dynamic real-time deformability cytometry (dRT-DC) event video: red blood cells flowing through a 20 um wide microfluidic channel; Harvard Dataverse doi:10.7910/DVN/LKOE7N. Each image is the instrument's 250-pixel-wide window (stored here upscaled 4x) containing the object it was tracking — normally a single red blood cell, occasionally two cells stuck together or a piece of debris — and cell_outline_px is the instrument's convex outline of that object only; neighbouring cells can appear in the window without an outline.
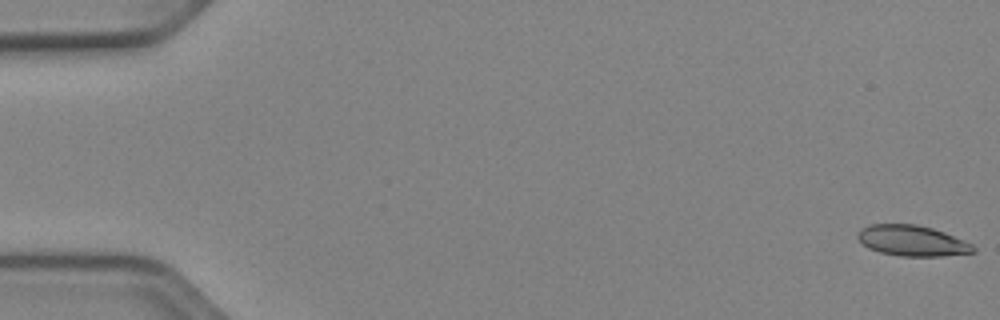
{"species": "Egyptian fruit bat (a non-hibernating species)", "species_latin": "Rousettus aegyptiacus", "temperature_condition": "cold", "stored_images_in_passage": 53, "camera_frame_rate_fps": 3000, "um_per_image_px": 0.085, "animal": {"sex": "female"}, "frame": {"image": 1, "passage_image": 1, "time_ms": 0.0, "image_size_px": [1000, 320], "cell_outline_px": [[976, 252], [940, 256], [900, 256], [880, 252], [868, 248], [856, 236], [860, 228], [868, 224], [916, 224], [932, 228], [944, 232], [964, 240], [972, 244], [976, 248]], "centroid_in_image_um": [77.53, 20.45], "position_along_channel_um": 7.5, "area_um2": 20.69}}
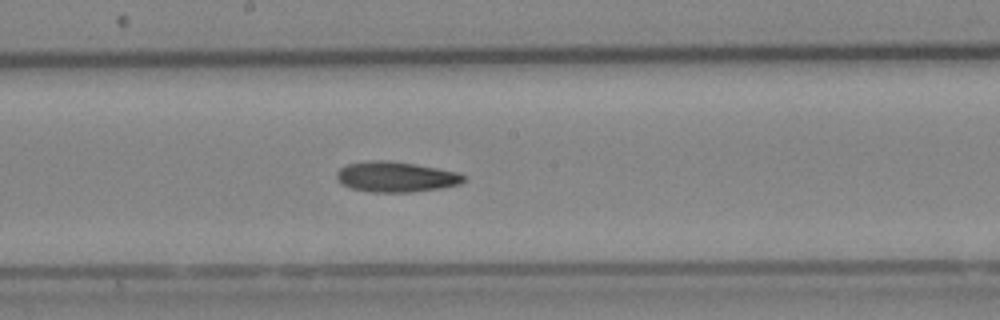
{"frame": {"image": 2, "passage_image": 29, "time_ms": 9.333, "image_size_px": [1000, 320], "cell_outline_px": [[464, 180], [460, 184], [440, 188], [412, 192], [368, 192], [352, 188], [340, 184], [336, 180], [336, 172], [340, 168], [348, 164], [368, 160], [388, 160], [436, 168], [456, 172], [464, 176]], "centroid_in_image_um": [33.58, 15.04], "position_along_channel_um": 214.6, "area_um2": 22.43}}
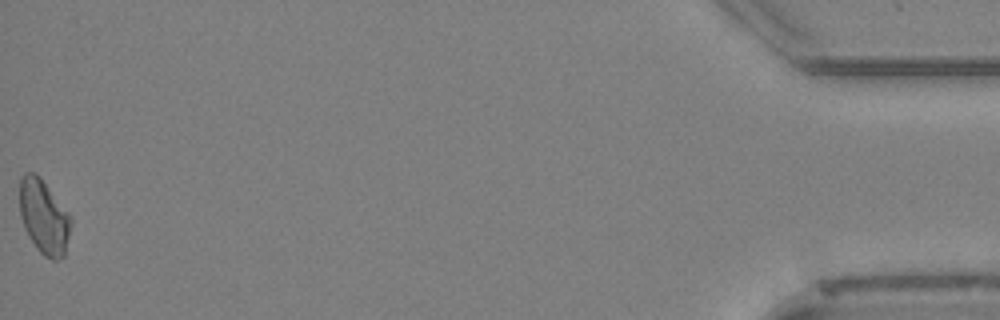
{"frame": {"image": 3, "passage_image": 53, "time_ms": 17.333, "image_size_px": [1000, 320], "cell_outline_px": [[72, 224], [64, 256], [56, 260], [52, 260], [44, 256], [36, 248], [28, 236], [24, 228], [20, 216], [20, 180], [24, 172], [36, 172], [40, 176], [72, 216]], "centroid_in_image_um": [3.74, 18.42], "position_along_channel_um": 431.5, "area_um2": 22.54}}